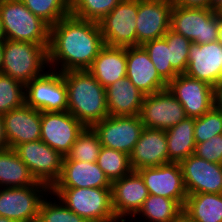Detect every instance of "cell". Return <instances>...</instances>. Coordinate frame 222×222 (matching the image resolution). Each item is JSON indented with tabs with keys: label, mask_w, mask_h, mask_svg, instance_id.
<instances>
[{
	"label": "cell",
	"mask_w": 222,
	"mask_h": 222,
	"mask_svg": "<svg viewBox=\"0 0 222 222\" xmlns=\"http://www.w3.org/2000/svg\"><path fill=\"white\" fill-rule=\"evenodd\" d=\"M104 45L98 22L69 14L50 27L49 69L87 70Z\"/></svg>",
	"instance_id": "1"
},
{
	"label": "cell",
	"mask_w": 222,
	"mask_h": 222,
	"mask_svg": "<svg viewBox=\"0 0 222 222\" xmlns=\"http://www.w3.org/2000/svg\"><path fill=\"white\" fill-rule=\"evenodd\" d=\"M62 74L70 114L89 128L109 116L105 87L88 70H70Z\"/></svg>",
	"instance_id": "2"
},
{
	"label": "cell",
	"mask_w": 222,
	"mask_h": 222,
	"mask_svg": "<svg viewBox=\"0 0 222 222\" xmlns=\"http://www.w3.org/2000/svg\"><path fill=\"white\" fill-rule=\"evenodd\" d=\"M47 49L48 46L6 39L0 73L26 85L49 69Z\"/></svg>",
	"instance_id": "3"
},
{
	"label": "cell",
	"mask_w": 222,
	"mask_h": 222,
	"mask_svg": "<svg viewBox=\"0 0 222 222\" xmlns=\"http://www.w3.org/2000/svg\"><path fill=\"white\" fill-rule=\"evenodd\" d=\"M50 192L88 222H119L113 210L111 188H50Z\"/></svg>",
	"instance_id": "4"
},
{
	"label": "cell",
	"mask_w": 222,
	"mask_h": 222,
	"mask_svg": "<svg viewBox=\"0 0 222 222\" xmlns=\"http://www.w3.org/2000/svg\"><path fill=\"white\" fill-rule=\"evenodd\" d=\"M0 18L6 39L49 45L50 26L35 16L21 0H4L0 4Z\"/></svg>",
	"instance_id": "5"
},
{
	"label": "cell",
	"mask_w": 222,
	"mask_h": 222,
	"mask_svg": "<svg viewBox=\"0 0 222 222\" xmlns=\"http://www.w3.org/2000/svg\"><path fill=\"white\" fill-rule=\"evenodd\" d=\"M219 12L173 5L170 29L197 44L218 40Z\"/></svg>",
	"instance_id": "6"
},
{
	"label": "cell",
	"mask_w": 222,
	"mask_h": 222,
	"mask_svg": "<svg viewBox=\"0 0 222 222\" xmlns=\"http://www.w3.org/2000/svg\"><path fill=\"white\" fill-rule=\"evenodd\" d=\"M49 192L50 188L41 182L0 188V216L15 222H37L39 206Z\"/></svg>",
	"instance_id": "7"
},
{
	"label": "cell",
	"mask_w": 222,
	"mask_h": 222,
	"mask_svg": "<svg viewBox=\"0 0 222 222\" xmlns=\"http://www.w3.org/2000/svg\"><path fill=\"white\" fill-rule=\"evenodd\" d=\"M25 104L41 112L67 111V87L62 72L49 69L27 83Z\"/></svg>",
	"instance_id": "8"
},
{
	"label": "cell",
	"mask_w": 222,
	"mask_h": 222,
	"mask_svg": "<svg viewBox=\"0 0 222 222\" xmlns=\"http://www.w3.org/2000/svg\"><path fill=\"white\" fill-rule=\"evenodd\" d=\"M138 0H121L99 22L104 44L114 47L136 46Z\"/></svg>",
	"instance_id": "9"
},
{
	"label": "cell",
	"mask_w": 222,
	"mask_h": 222,
	"mask_svg": "<svg viewBox=\"0 0 222 222\" xmlns=\"http://www.w3.org/2000/svg\"><path fill=\"white\" fill-rule=\"evenodd\" d=\"M14 150L37 182L51 188L59 179L64 157L41 139L20 144Z\"/></svg>",
	"instance_id": "10"
},
{
	"label": "cell",
	"mask_w": 222,
	"mask_h": 222,
	"mask_svg": "<svg viewBox=\"0 0 222 222\" xmlns=\"http://www.w3.org/2000/svg\"><path fill=\"white\" fill-rule=\"evenodd\" d=\"M92 128L97 133L102 146L130 155L141 136L144 125L139 115L107 116Z\"/></svg>",
	"instance_id": "11"
},
{
	"label": "cell",
	"mask_w": 222,
	"mask_h": 222,
	"mask_svg": "<svg viewBox=\"0 0 222 222\" xmlns=\"http://www.w3.org/2000/svg\"><path fill=\"white\" fill-rule=\"evenodd\" d=\"M139 117L144 127L167 130L186 118L183 106L168 89L145 95Z\"/></svg>",
	"instance_id": "12"
},
{
	"label": "cell",
	"mask_w": 222,
	"mask_h": 222,
	"mask_svg": "<svg viewBox=\"0 0 222 222\" xmlns=\"http://www.w3.org/2000/svg\"><path fill=\"white\" fill-rule=\"evenodd\" d=\"M85 126L68 111L41 112L40 139L65 157Z\"/></svg>",
	"instance_id": "13"
},
{
	"label": "cell",
	"mask_w": 222,
	"mask_h": 222,
	"mask_svg": "<svg viewBox=\"0 0 222 222\" xmlns=\"http://www.w3.org/2000/svg\"><path fill=\"white\" fill-rule=\"evenodd\" d=\"M173 5L172 0H138L136 46L165 36Z\"/></svg>",
	"instance_id": "14"
},
{
	"label": "cell",
	"mask_w": 222,
	"mask_h": 222,
	"mask_svg": "<svg viewBox=\"0 0 222 222\" xmlns=\"http://www.w3.org/2000/svg\"><path fill=\"white\" fill-rule=\"evenodd\" d=\"M167 89L183 106L186 117H201L214 107L213 87L206 82L178 74Z\"/></svg>",
	"instance_id": "15"
},
{
	"label": "cell",
	"mask_w": 222,
	"mask_h": 222,
	"mask_svg": "<svg viewBox=\"0 0 222 222\" xmlns=\"http://www.w3.org/2000/svg\"><path fill=\"white\" fill-rule=\"evenodd\" d=\"M111 190L113 210L119 222H131L149 196L144 180L137 171L113 181Z\"/></svg>",
	"instance_id": "16"
},
{
	"label": "cell",
	"mask_w": 222,
	"mask_h": 222,
	"mask_svg": "<svg viewBox=\"0 0 222 222\" xmlns=\"http://www.w3.org/2000/svg\"><path fill=\"white\" fill-rule=\"evenodd\" d=\"M137 172L143 178L149 194L176 200L184 207L188 194L178 162L142 168Z\"/></svg>",
	"instance_id": "17"
},
{
	"label": "cell",
	"mask_w": 222,
	"mask_h": 222,
	"mask_svg": "<svg viewBox=\"0 0 222 222\" xmlns=\"http://www.w3.org/2000/svg\"><path fill=\"white\" fill-rule=\"evenodd\" d=\"M188 195L222 193V164L208 162L194 154L179 162Z\"/></svg>",
	"instance_id": "18"
},
{
	"label": "cell",
	"mask_w": 222,
	"mask_h": 222,
	"mask_svg": "<svg viewBox=\"0 0 222 222\" xmlns=\"http://www.w3.org/2000/svg\"><path fill=\"white\" fill-rule=\"evenodd\" d=\"M184 74L214 87L222 80V45L218 41L208 44L192 42Z\"/></svg>",
	"instance_id": "19"
},
{
	"label": "cell",
	"mask_w": 222,
	"mask_h": 222,
	"mask_svg": "<svg viewBox=\"0 0 222 222\" xmlns=\"http://www.w3.org/2000/svg\"><path fill=\"white\" fill-rule=\"evenodd\" d=\"M8 148L40 140L41 111L24 104L3 115Z\"/></svg>",
	"instance_id": "20"
},
{
	"label": "cell",
	"mask_w": 222,
	"mask_h": 222,
	"mask_svg": "<svg viewBox=\"0 0 222 222\" xmlns=\"http://www.w3.org/2000/svg\"><path fill=\"white\" fill-rule=\"evenodd\" d=\"M126 77L144 95L167 89V83L159 76L157 69L142 46L126 48Z\"/></svg>",
	"instance_id": "21"
},
{
	"label": "cell",
	"mask_w": 222,
	"mask_h": 222,
	"mask_svg": "<svg viewBox=\"0 0 222 222\" xmlns=\"http://www.w3.org/2000/svg\"><path fill=\"white\" fill-rule=\"evenodd\" d=\"M129 157L133 171L169 163L165 130L144 127Z\"/></svg>",
	"instance_id": "22"
},
{
	"label": "cell",
	"mask_w": 222,
	"mask_h": 222,
	"mask_svg": "<svg viewBox=\"0 0 222 222\" xmlns=\"http://www.w3.org/2000/svg\"><path fill=\"white\" fill-rule=\"evenodd\" d=\"M111 184L97 162L63 159L61 175L51 188H111Z\"/></svg>",
	"instance_id": "23"
},
{
	"label": "cell",
	"mask_w": 222,
	"mask_h": 222,
	"mask_svg": "<svg viewBox=\"0 0 222 222\" xmlns=\"http://www.w3.org/2000/svg\"><path fill=\"white\" fill-rule=\"evenodd\" d=\"M106 101L109 116L139 115L145 95L125 77L107 86Z\"/></svg>",
	"instance_id": "24"
},
{
	"label": "cell",
	"mask_w": 222,
	"mask_h": 222,
	"mask_svg": "<svg viewBox=\"0 0 222 222\" xmlns=\"http://www.w3.org/2000/svg\"><path fill=\"white\" fill-rule=\"evenodd\" d=\"M87 70L105 88L125 78L126 48L104 45Z\"/></svg>",
	"instance_id": "25"
},
{
	"label": "cell",
	"mask_w": 222,
	"mask_h": 222,
	"mask_svg": "<svg viewBox=\"0 0 222 222\" xmlns=\"http://www.w3.org/2000/svg\"><path fill=\"white\" fill-rule=\"evenodd\" d=\"M195 118L186 117L177 125L165 130L167 138V149L170 162H180L194 154Z\"/></svg>",
	"instance_id": "26"
},
{
	"label": "cell",
	"mask_w": 222,
	"mask_h": 222,
	"mask_svg": "<svg viewBox=\"0 0 222 222\" xmlns=\"http://www.w3.org/2000/svg\"><path fill=\"white\" fill-rule=\"evenodd\" d=\"M183 212L191 222H222V193L187 195Z\"/></svg>",
	"instance_id": "27"
},
{
	"label": "cell",
	"mask_w": 222,
	"mask_h": 222,
	"mask_svg": "<svg viewBox=\"0 0 222 222\" xmlns=\"http://www.w3.org/2000/svg\"><path fill=\"white\" fill-rule=\"evenodd\" d=\"M36 179L14 149L0 150V188L35 185Z\"/></svg>",
	"instance_id": "28"
},
{
	"label": "cell",
	"mask_w": 222,
	"mask_h": 222,
	"mask_svg": "<svg viewBox=\"0 0 222 222\" xmlns=\"http://www.w3.org/2000/svg\"><path fill=\"white\" fill-rule=\"evenodd\" d=\"M182 212L183 207L176 200L149 194L131 221L143 217L142 222H170Z\"/></svg>",
	"instance_id": "29"
},
{
	"label": "cell",
	"mask_w": 222,
	"mask_h": 222,
	"mask_svg": "<svg viewBox=\"0 0 222 222\" xmlns=\"http://www.w3.org/2000/svg\"><path fill=\"white\" fill-rule=\"evenodd\" d=\"M97 163L111 183L133 171L128 154L104 146L100 150Z\"/></svg>",
	"instance_id": "30"
},
{
	"label": "cell",
	"mask_w": 222,
	"mask_h": 222,
	"mask_svg": "<svg viewBox=\"0 0 222 222\" xmlns=\"http://www.w3.org/2000/svg\"><path fill=\"white\" fill-rule=\"evenodd\" d=\"M102 148L100 139L93 128L85 127L78 135L70 152L63 159H71L81 162H97Z\"/></svg>",
	"instance_id": "31"
},
{
	"label": "cell",
	"mask_w": 222,
	"mask_h": 222,
	"mask_svg": "<svg viewBox=\"0 0 222 222\" xmlns=\"http://www.w3.org/2000/svg\"><path fill=\"white\" fill-rule=\"evenodd\" d=\"M22 3L35 15L46 22L50 27L62 18L71 14V7L67 0H21Z\"/></svg>",
	"instance_id": "32"
},
{
	"label": "cell",
	"mask_w": 222,
	"mask_h": 222,
	"mask_svg": "<svg viewBox=\"0 0 222 222\" xmlns=\"http://www.w3.org/2000/svg\"><path fill=\"white\" fill-rule=\"evenodd\" d=\"M53 196L49 192L42 200L37 222H88L68 209L55 195Z\"/></svg>",
	"instance_id": "33"
},
{
	"label": "cell",
	"mask_w": 222,
	"mask_h": 222,
	"mask_svg": "<svg viewBox=\"0 0 222 222\" xmlns=\"http://www.w3.org/2000/svg\"><path fill=\"white\" fill-rule=\"evenodd\" d=\"M148 53L159 76L168 84L178 73L171 67L170 54L167 42L164 38L148 41L142 45Z\"/></svg>",
	"instance_id": "34"
},
{
	"label": "cell",
	"mask_w": 222,
	"mask_h": 222,
	"mask_svg": "<svg viewBox=\"0 0 222 222\" xmlns=\"http://www.w3.org/2000/svg\"><path fill=\"white\" fill-rule=\"evenodd\" d=\"M25 104V85L0 73V115Z\"/></svg>",
	"instance_id": "35"
},
{
	"label": "cell",
	"mask_w": 222,
	"mask_h": 222,
	"mask_svg": "<svg viewBox=\"0 0 222 222\" xmlns=\"http://www.w3.org/2000/svg\"><path fill=\"white\" fill-rule=\"evenodd\" d=\"M121 0H77L71 6V14L77 18L99 22Z\"/></svg>",
	"instance_id": "36"
},
{
	"label": "cell",
	"mask_w": 222,
	"mask_h": 222,
	"mask_svg": "<svg viewBox=\"0 0 222 222\" xmlns=\"http://www.w3.org/2000/svg\"><path fill=\"white\" fill-rule=\"evenodd\" d=\"M168 45L171 67L178 73L184 74L188 65L191 41L171 29L163 37Z\"/></svg>",
	"instance_id": "37"
},
{
	"label": "cell",
	"mask_w": 222,
	"mask_h": 222,
	"mask_svg": "<svg viewBox=\"0 0 222 222\" xmlns=\"http://www.w3.org/2000/svg\"><path fill=\"white\" fill-rule=\"evenodd\" d=\"M222 134V112L214 107L201 117L195 118V143H202Z\"/></svg>",
	"instance_id": "38"
},
{
	"label": "cell",
	"mask_w": 222,
	"mask_h": 222,
	"mask_svg": "<svg viewBox=\"0 0 222 222\" xmlns=\"http://www.w3.org/2000/svg\"><path fill=\"white\" fill-rule=\"evenodd\" d=\"M194 155L208 162L222 164V134L211 137L202 143H196Z\"/></svg>",
	"instance_id": "39"
},
{
	"label": "cell",
	"mask_w": 222,
	"mask_h": 222,
	"mask_svg": "<svg viewBox=\"0 0 222 222\" xmlns=\"http://www.w3.org/2000/svg\"><path fill=\"white\" fill-rule=\"evenodd\" d=\"M174 5L186 8H207L210 9V0H172Z\"/></svg>",
	"instance_id": "40"
},
{
	"label": "cell",
	"mask_w": 222,
	"mask_h": 222,
	"mask_svg": "<svg viewBox=\"0 0 222 222\" xmlns=\"http://www.w3.org/2000/svg\"><path fill=\"white\" fill-rule=\"evenodd\" d=\"M214 108L222 112V80L213 87Z\"/></svg>",
	"instance_id": "41"
},
{
	"label": "cell",
	"mask_w": 222,
	"mask_h": 222,
	"mask_svg": "<svg viewBox=\"0 0 222 222\" xmlns=\"http://www.w3.org/2000/svg\"><path fill=\"white\" fill-rule=\"evenodd\" d=\"M8 149V142L3 122V115H0V150Z\"/></svg>",
	"instance_id": "42"
},
{
	"label": "cell",
	"mask_w": 222,
	"mask_h": 222,
	"mask_svg": "<svg viewBox=\"0 0 222 222\" xmlns=\"http://www.w3.org/2000/svg\"><path fill=\"white\" fill-rule=\"evenodd\" d=\"M210 9L220 12L222 9V0H210Z\"/></svg>",
	"instance_id": "43"
},
{
	"label": "cell",
	"mask_w": 222,
	"mask_h": 222,
	"mask_svg": "<svg viewBox=\"0 0 222 222\" xmlns=\"http://www.w3.org/2000/svg\"><path fill=\"white\" fill-rule=\"evenodd\" d=\"M170 222H191V221L189 220L188 216L184 212H182Z\"/></svg>",
	"instance_id": "44"
},
{
	"label": "cell",
	"mask_w": 222,
	"mask_h": 222,
	"mask_svg": "<svg viewBox=\"0 0 222 222\" xmlns=\"http://www.w3.org/2000/svg\"><path fill=\"white\" fill-rule=\"evenodd\" d=\"M218 42L222 45V15L219 12Z\"/></svg>",
	"instance_id": "45"
},
{
	"label": "cell",
	"mask_w": 222,
	"mask_h": 222,
	"mask_svg": "<svg viewBox=\"0 0 222 222\" xmlns=\"http://www.w3.org/2000/svg\"><path fill=\"white\" fill-rule=\"evenodd\" d=\"M5 40H6V35H5V32H4L3 23H2L1 18H0V42H4Z\"/></svg>",
	"instance_id": "46"
},
{
	"label": "cell",
	"mask_w": 222,
	"mask_h": 222,
	"mask_svg": "<svg viewBox=\"0 0 222 222\" xmlns=\"http://www.w3.org/2000/svg\"><path fill=\"white\" fill-rule=\"evenodd\" d=\"M3 42H0V72L2 69V65H3Z\"/></svg>",
	"instance_id": "47"
},
{
	"label": "cell",
	"mask_w": 222,
	"mask_h": 222,
	"mask_svg": "<svg viewBox=\"0 0 222 222\" xmlns=\"http://www.w3.org/2000/svg\"><path fill=\"white\" fill-rule=\"evenodd\" d=\"M0 222H15V221H13V220H11V219H9L7 217H1L0 216Z\"/></svg>",
	"instance_id": "48"
},
{
	"label": "cell",
	"mask_w": 222,
	"mask_h": 222,
	"mask_svg": "<svg viewBox=\"0 0 222 222\" xmlns=\"http://www.w3.org/2000/svg\"><path fill=\"white\" fill-rule=\"evenodd\" d=\"M77 0H67L69 6L71 7Z\"/></svg>",
	"instance_id": "49"
}]
</instances>
